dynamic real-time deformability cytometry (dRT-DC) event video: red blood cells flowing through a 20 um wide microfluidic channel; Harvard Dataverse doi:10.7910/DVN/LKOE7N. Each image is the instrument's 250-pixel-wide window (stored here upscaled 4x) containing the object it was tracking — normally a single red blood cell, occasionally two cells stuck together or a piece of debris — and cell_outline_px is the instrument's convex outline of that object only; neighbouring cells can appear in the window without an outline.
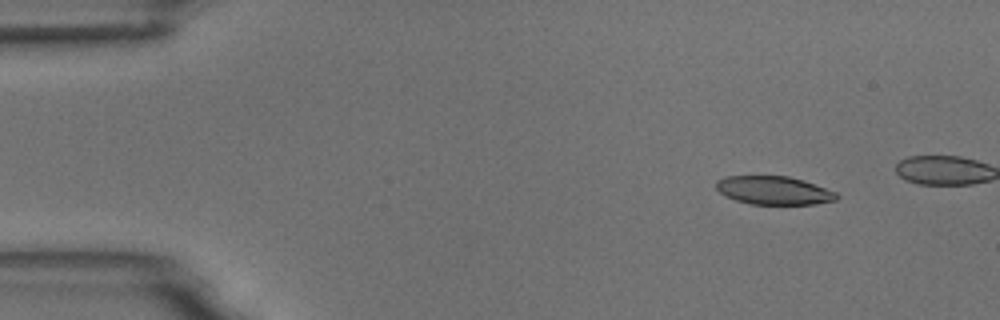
{"species": "common noctule bat (a hibernating species)", "species_latin": "Nyctalus noctula", "temperature_condition": "room temperature", "stored_images_in_passage": 4, "camera_frame_rate_fps": 3000, "um_per_image_px": 0.085, "animal": {"sex": "male", "body_mass_g": 18.8}, "frame": {"image": 1, "passage_image": 1, "time_ms": 0.0, "image_size_px": [1000, 320], "cell_outline_px": [[840, 196], [836, 200], [816, 204], [752, 204], [736, 200], [724, 196], [716, 188], [716, 180], [724, 176], [788, 176], [804, 180], [836, 192]], "centroid_in_image_um": [65.77, 16.18], "position_along_channel_um": 19.2, "area_um2": 20.0}}